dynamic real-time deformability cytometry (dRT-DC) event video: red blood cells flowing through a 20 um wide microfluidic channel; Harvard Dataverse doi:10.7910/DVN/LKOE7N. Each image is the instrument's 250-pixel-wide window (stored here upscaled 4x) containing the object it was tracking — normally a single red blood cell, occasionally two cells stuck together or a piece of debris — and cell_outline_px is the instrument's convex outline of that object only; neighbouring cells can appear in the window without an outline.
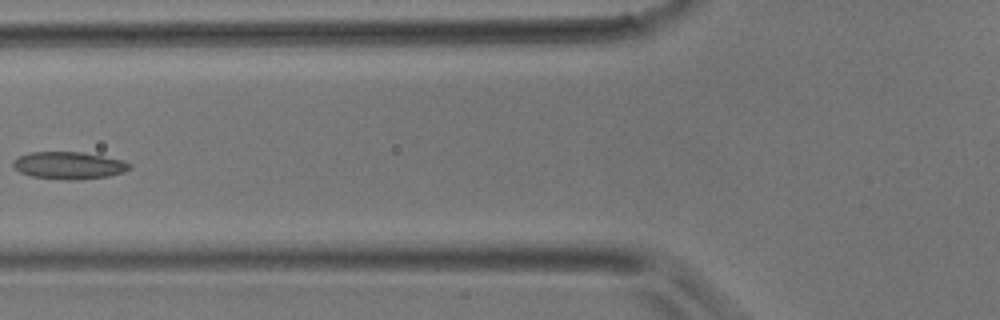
{"species": "common noctule bat (a hibernating species)", "species_latin": "Nyctalus noctula", "temperature_condition": "room temperature", "stored_images_in_passage": 5, "camera_frame_rate_fps": 3000, "um_per_image_px": 0.085, "animal": {"sex": "male", "body_mass_g": 17.9}, "frame": {"image": 1, "passage_image": 5, "time_ms": 1.333, "image_size_px": [1000, 320], "cell_outline_px": [[132, 168], [124, 172], [108, 176], [80, 180], [68, 180], [32, 176], [20, 172], [12, 164], [20, 156], [28, 152], [84, 152], [124, 160], [132, 164]], "centroid_in_image_um": [5.93, 14.06], "position_along_channel_um": 119.9, "area_um2": 18.55}}